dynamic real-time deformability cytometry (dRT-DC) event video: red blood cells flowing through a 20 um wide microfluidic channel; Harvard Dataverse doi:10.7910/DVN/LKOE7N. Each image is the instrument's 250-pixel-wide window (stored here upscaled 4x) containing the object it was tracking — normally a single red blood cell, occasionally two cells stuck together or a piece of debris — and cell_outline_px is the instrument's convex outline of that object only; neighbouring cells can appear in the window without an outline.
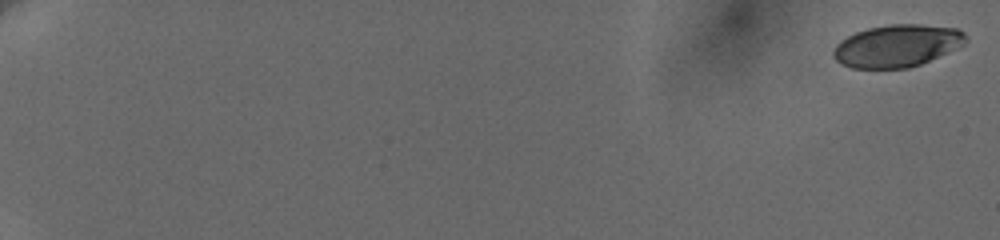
{"species": "human", "species_latin": "Homo sapiens", "temperature_condition": "cold", "stored_images_in_passage": 21, "camera_frame_rate_fps": 3000, "um_per_image_px": 0.085, "donor": {"sex": "female"}, "frame": {"image": 1, "passage_image": 1, "time_ms": 0.0, "image_size_px": [1000, 240], "cell_outline_px": [[968, 40], [964, 44], [956, 48], [920, 64], [908, 68], [852, 68], [836, 60], [832, 56], [832, 52], [836, 44], [840, 40], [856, 32], [868, 28], [892, 24], [920, 24], [956, 28], [964, 32]], "centroid_in_image_um": [76.24, 3.88], "position_along_channel_um": 8.8, "area_um2": 32.48}}
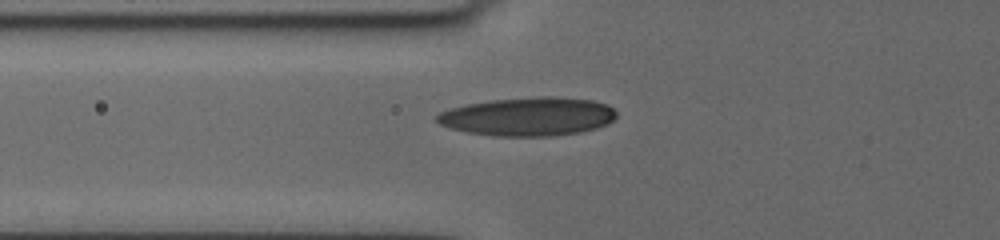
{"frame": {"image": 2, "passage_image": 12, "time_ms": 8.333, "image_size_px": [1000, 240], "cell_outline_px": [[616, 116], [608, 124], [596, 128], [580, 132], [552, 136], [496, 136], [468, 132], [448, 128], [440, 124], [436, 120], [436, 116], [440, 112], [464, 104], [492, 100], [540, 96], [560, 96], [592, 100], [608, 104], [616, 112]], "centroid_in_image_um": [44.9, 9.9], "position_along_channel_um": 80.9, "area_um2": 40.52}}
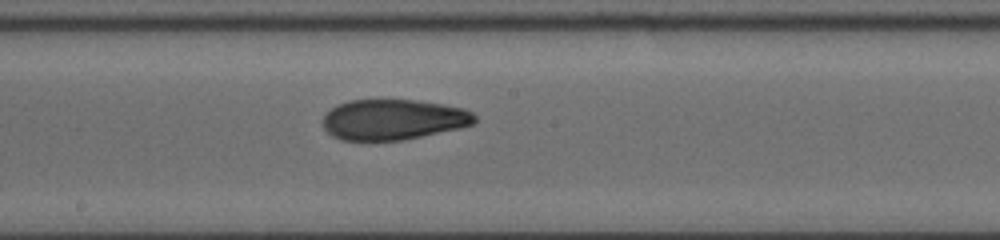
{"frame": {"image": 3, "passage_image": 21, "time_ms": 12.0, "image_size_px": [1000, 240], "cell_outline_px": [[476, 120], [472, 124], [460, 128], [404, 140], [344, 140], [332, 136], [324, 128], [324, 116], [332, 108], [348, 100], [416, 100], [444, 104], [464, 108], [472, 112], [476, 116]], "centroid_in_image_um": [33.46, 10.16], "position_along_channel_um": 214.7, "area_um2": 35.72}}